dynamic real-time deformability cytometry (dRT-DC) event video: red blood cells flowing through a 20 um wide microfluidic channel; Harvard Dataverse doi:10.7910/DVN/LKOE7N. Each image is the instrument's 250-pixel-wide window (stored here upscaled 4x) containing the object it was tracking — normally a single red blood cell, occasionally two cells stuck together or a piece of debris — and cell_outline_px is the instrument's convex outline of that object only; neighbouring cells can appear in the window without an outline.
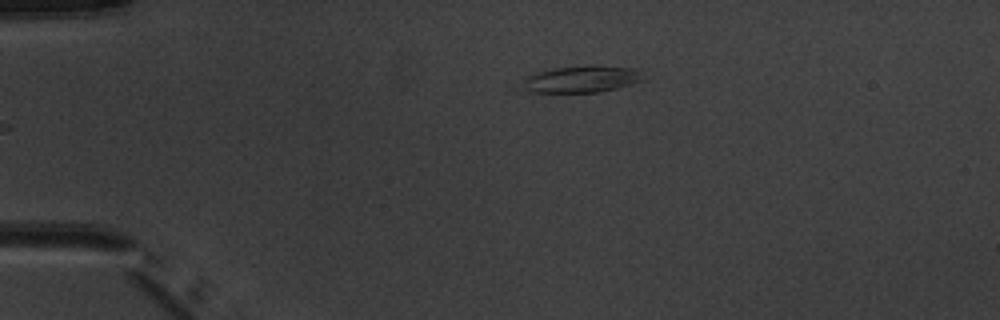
{"species": "common noctule bat (a hibernating species)", "species_latin": "Nyctalus noctula", "temperature_condition": "warm", "stored_images_in_passage": 6, "camera_frame_rate_fps": 3000, "um_per_image_px": 0.085, "animal": {"sex": "male", "body_mass_g": 20.1, "forearm_length_mm": 53.5}, "frame": {"image": 1, "passage_image": 6, "time_ms": 6.0, "image_size_px": [1000, 320], "cell_outline_px": [[648, 68], [644, 80], [616, 88], [596, 92], [528, 92], [524, 88], [524, 80], [528, 76], [540, 72], [556, 68]], "centroid_in_image_um": [49.55, 6.76], "position_along_channel_um": 35.5, "area_um2": 17.98}}